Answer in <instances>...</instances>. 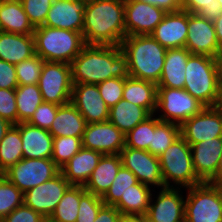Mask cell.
<instances>
[{
	"mask_svg": "<svg viewBox=\"0 0 222 222\" xmlns=\"http://www.w3.org/2000/svg\"><path fill=\"white\" fill-rule=\"evenodd\" d=\"M72 83L99 84L129 77L127 57L120 46L86 44L70 63Z\"/></svg>",
	"mask_w": 222,
	"mask_h": 222,
	"instance_id": "1",
	"label": "cell"
},
{
	"mask_svg": "<svg viewBox=\"0 0 222 222\" xmlns=\"http://www.w3.org/2000/svg\"><path fill=\"white\" fill-rule=\"evenodd\" d=\"M196 175L208 182L215 174L222 155V137L190 145Z\"/></svg>",
	"mask_w": 222,
	"mask_h": 222,
	"instance_id": "21",
	"label": "cell"
},
{
	"mask_svg": "<svg viewBox=\"0 0 222 222\" xmlns=\"http://www.w3.org/2000/svg\"><path fill=\"white\" fill-rule=\"evenodd\" d=\"M122 99L144 107L150 114H155L157 107V84L129 76L125 78Z\"/></svg>",
	"mask_w": 222,
	"mask_h": 222,
	"instance_id": "28",
	"label": "cell"
},
{
	"mask_svg": "<svg viewBox=\"0 0 222 222\" xmlns=\"http://www.w3.org/2000/svg\"><path fill=\"white\" fill-rule=\"evenodd\" d=\"M160 108V110H159ZM205 106L192 97L185 89L157 87V107L161 112L160 121L181 125L184 121L200 113Z\"/></svg>",
	"mask_w": 222,
	"mask_h": 222,
	"instance_id": "8",
	"label": "cell"
},
{
	"mask_svg": "<svg viewBox=\"0 0 222 222\" xmlns=\"http://www.w3.org/2000/svg\"><path fill=\"white\" fill-rule=\"evenodd\" d=\"M13 124H11L8 120L0 117V141L5 136L6 132L10 129V127Z\"/></svg>",
	"mask_w": 222,
	"mask_h": 222,
	"instance_id": "55",
	"label": "cell"
},
{
	"mask_svg": "<svg viewBox=\"0 0 222 222\" xmlns=\"http://www.w3.org/2000/svg\"><path fill=\"white\" fill-rule=\"evenodd\" d=\"M127 57L129 76L158 84L167 49L151 35L126 36L120 44Z\"/></svg>",
	"mask_w": 222,
	"mask_h": 222,
	"instance_id": "3",
	"label": "cell"
},
{
	"mask_svg": "<svg viewBox=\"0 0 222 222\" xmlns=\"http://www.w3.org/2000/svg\"><path fill=\"white\" fill-rule=\"evenodd\" d=\"M121 167L120 154L102 155L97 167L84 185L85 190L102 198L112 185Z\"/></svg>",
	"mask_w": 222,
	"mask_h": 222,
	"instance_id": "24",
	"label": "cell"
},
{
	"mask_svg": "<svg viewBox=\"0 0 222 222\" xmlns=\"http://www.w3.org/2000/svg\"><path fill=\"white\" fill-rule=\"evenodd\" d=\"M180 135V126L154 118V133L148 151L157 157L161 155Z\"/></svg>",
	"mask_w": 222,
	"mask_h": 222,
	"instance_id": "35",
	"label": "cell"
},
{
	"mask_svg": "<svg viewBox=\"0 0 222 222\" xmlns=\"http://www.w3.org/2000/svg\"><path fill=\"white\" fill-rule=\"evenodd\" d=\"M122 166L129 169L145 186L165 188L159 158L149 151L124 147L120 152Z\"/></svg>",
	"mask_w": 222,
	"mask_h": 222,
	"instance_id": "12",
	"label": "cell"
},
{
	"mask_svg": "<svg viewBox=\"0 0 222 222\" xmlns=\"http://www.w3.org/2000/svg\"><path fill=\"white\" fill-rule=\"evenodd\" d=\"M20 130L23 158L51 159L53 136L48 130L21 122L15 125Z\"/></svg>",
	"mask_w": 222,
	"mask_h": 222,
	"instance_id": "22",
	"label": "cell"
},
{
	"mask_svg": "<svg viewBox=\"0 0 222 222\" xmlns=\"http://www.w3.org/2000/svg\"><path fill=\"white\" fill-rule=\"evenodd\" d=\"M166 13L162 8L139 0L126 4V36L150 35Z\"/></svg>",
	"mask_w": 222,
	"mask_h": 222,
	"instance_id": "17",
	"label": "cell"
},
{
	"mask_svg": "<svg viewBox=\"0 0 222 222\" xmlns=\"http://www.w3.org/2000/svg\"><path fill=\"white\" fill-rule=\"evenodd\" d=\"M188 34V11L167 12L150 34L166 49L185 47Z\"/></svg>",
	"mask_w": 222,
	"mask_h": 222,
	"instance_id": "20",
	"label": "cell"
},
{
	"mask_svg": "<svg viewBox=\"0 0 222 222\" xmlns=\"http://www.w3.org/2000/svg\"><path fill=\"white\" fill-rule=\"evenodd\" d=\"M180 135L189 145L222 137V115L214 107H205L180 125Z\"/></svg>",
	"mask_w": 222,
	"mask_h": 222,
	"instance_id": "13",
	"label": "cell"
},
{
	"mask_svg": "<svg viewBox=\"0 0 222 222\" xmlns=\"http://www.w3.org/2000/svg\"><path fill=\"white\" fill-rule=\"evenodd\" d=\"M124 85L125 78H111L97 84L100 96L109 109L122 99Z\"/></svg>",
	"mask_w": 222,
	"mask_h": 222,
	"instance_id": "43",
	"label": "cell"
},
{
	"mask_svg": "<svg viewBox=\"0 0 222 222\" xmlns=\"http://www.w3.org/2000/svg\"><path fill=\"white\" fill-rule=\"evenodd\" d=\"M18 85L15 65L0 59V88L16 89Z\"/></svg>",
	"mask_w": 222,
	"mask_h": 222,
	"instance_id": "48",
	"label": "cell"
},
{
	"mask_svg": "<svg viewBox=\"0 0 222 222\" xmlns=\"http://www.w3.org/2000/svg\"><path fill=\"white\" fill-rule=\"evenodd\" d=\"M119 3H121V4H124V5H126V4H128V3H131V2H135V1H137V0H117Z\"/></svg>",
	"mask_w": 222,
	"mask_h": 222,
	"instance_id": "57",
	"label": "cell"
},
{
	"mask_svg": "<svg viewBox=\"0 0 222 222\" xmlns=\"http://www.w3.org/2000/svg\"><path fill=\"white\" fill-rule=\"evenodd\" d=\"M23 159L20 130L12 125L0 141V175Z\"/></svg>",
	"mask_w": 222,
	"mask_h": 222,
	"instance_id": "33",
	"label": "cell"
},
{
	"mask_svg": "<svg viewBox=\"0 0 222 222\" xmlns=\"http://www.w3.org/2000/svg\"><path fill=\"white\" fill-rule=\"evenodd\" d=\"M70 186L71 184L59 172L53 178L25 192L23 203L45 219H49Z\"/></svg>",
	"mask_w": 222,
	"mask_h": 222,
	"instance_id": "11",
	"label": "cell"
},
{
	"mask_svg": "<svg viewBox=\"0 0 222 222\" xmlns=\"http://www.w3.org/2000/svg\"><path fill=\"white\" fill-rule=\"evenodd\" d=\"M138 182L135 174L122 166L112 182V185L102 197V201L105 205L115 206L120 201L121 196H124L125 193L131 189V186Z\"/></svg>",
	"mask_w": 222,
	"mask_h": 222,
	"instance_id": "36",
	"label": "cell"
},
{
	"mask_svg": "<svg viewBox=\"0 0 222 222\" xmlns=\"http://www.w3.org/2000/svg\"><path fill=\"white\" fill-rule=\"evenodd\" d=\"M45 218L24 203L2 219L3 222H43Z\"/></svg>",
	"mask_w": 222,
	"mask_h": 222,
	"instance_id": "47",
	"label": "cell"
},
{
	"mask_svg": "<svg viewBox=\"0 0 222 222\" xmlns=\"http://www.w3.org/2000/svg\"><path fill=\"white\" fill-rule=\"evenodd\" d=\"M185 48L191 54L214 57L219 44L213 21L188 12V34Z\"/></svg>",
	"mask_w": 222,
	"mask_h": 222,
	"instance_id": "18",
	"label": "cell"
},
{
	"mask_svg": "<svg viewBox=\"0 0 222 222\" xmlns=\"http://www.w3.org/2000/svg\"><path fill=\"white\" fill-rule=\"evenodd\" d=\"M86 120L71 103L59 105L56 117L49 132L53 137L73 136L82 139L86 128Z\"/></svg>",
	"mask_w": 222,
	"mask_h": 222,
	"instance_id": "27",
	"label": "cell"
},
{
	"mask_svg": "<svg viewBox=\"0 0 222 222\" xmlns=\"http://www.w3.org/2000/svg\"><path fill=\"white\" fill-rule=\"evenodd\" d=\"M221 81L214 58L191 54L186 63L184 89L205 107H213Z\"/></svg>",
	"mask_w": 222,
	"mask_h": 222,
	"instance_id": "5",
	"label": "cell"
},
{
	"mask_svg": "<svg viewBox=\"0 0 222 222\" xmlns=\"http://www.w3.org/2000/svg\"><path fill=\"white\" fill-rule=\"evenodd\" d=\"M22 0H0V2H19L21 3Z\"/></svg>",
	"mask_w": 222,
	"mask_h": 222,
	"instance_id": "58",
	"label": "cell"
},
{
	"mask_svg": "<svg viewBox=\"0 0 222 222\" xmlns=\"http://www.w3.org/2000/svg\"><path fill=\"white\" fill-rule=\"evenodd\" d=\"M122 214L115 206L104 205L94 222H120Z\"/></svg>",
	"mask_w": 222,
	"mask_h": 222,
	"instance_id": "49",
	"label": "cell"
},
{
	"mask_svg": "<svg viewBox=\"0 0 222 222\" xmlns=\"http://www.w3.org/2000/svg\"><path fill=\"white\" fill-rule=\"evenodd\" d=\"M190 55L185 47L167 49L157 87L184 89L186 63Z\"/></svg>",
	"mask_w": 222,
	"mask_h": 222,
	"instance_id": "26",
	"label": "cell"
},
{
	"mask_svg": "<svg viewBox=\"0 0 222 222\" xmlns=\"http://www.w3.org/2000/svg\"><path fill=\"white\" fill-rule=\"evenodd\" d=\"M85 192L83 185H71L49 217L50 222H76L80 198Z\"/></svg>",
	"mask_w": 222,
	"mask_h": 222,
	"instance_id": "32",
	"label": "cell"
},
{
	"mask_svg": "<svg viewBox=\"0 0 222 222\" xmlns=\"http://www.w3.org/2000/svg\"><path fill=\"white\" fill-rule=\"evenodd\" d=\"M86 3L87 0H53L43 25L82 33Z\"/></svg>",
	"mask_w": 222,
	"mask_h": 222,
	"instance_id": "19",
	"label": "cell"
},
{
	"mask_svg": "<svg viewBox=\"0 0 222 222\" xmlns=\"http://www.w3.org/2000/svg\"><path fill=\"white\" fill-rule=\"evenodd\" d=\"M164 9L166 12L182 10L181 0H139Z\"/></svg>",
	"mask_w": 222,
	"mask_h": 222,
	"instance_id": "50",
	"label": "cell"
},
{
	"mask_svg": "<svg viewBox=\"0 0 222 222\" xmlns=\"http://www.w3.org/2000/svg\"><path fill=\"white\" fill-rule=\"evenodd\" d=\"M213 58H214L217 74H218L219 79L222 83V46H220L217 49Z\"/></svg>",
	"mask_w": 222,
	"mask_h": 222,
	"instance_id": "51",
	"label": "cell"
},
{
	"mask_svg": "<svg viewBox=\"0 0 222 222\" xmlns=\"http://www.w3.org/2000/svg\"><path fill=\"white\" fill-rule=\"evenodd\" d=\"M43 222H50V220L49 219H45Z\"/></svg>",
	"mask_w": 222,
	"mask_h": 222,
	"instance_id": "59",
	"label": "cell"
},
{
	"mask_svg": "<svg viewBox=\"0 0 222 222\" xmlns=\"http://www.w3.org/2000/svg\"><path fill=\"white\" fill-rule=\"evenodd\" d=\"M181 8L210 21L222 14V5L218 0H181Z\"/></svg>",
	"mask_w": 222,
	"mask_h": 222,
	"instance_id": "41",
	"label": "cell"
},
{
	"mask_svg": "<svg viewBox=\"0 0 222 222\" xmlns=\"http://www.w3.org/2000/svg\"><path fill=\"white\" fill-rule=\"evenodd\" d=\"M44 60L35 54L31 58L15 65L19 85L38 84Z\"/></svg>",
	"mask_w": 222,
	"mask_h": 222,
	"instance_id": "40",
	"label": "cell"
},
{
	"mask_svg": "<svg viewBox=\"0 0 222 222\" xmlns=\"http://www.w3.org/2000/svg\"><path fill=\"white\" fill-rule=\"evenodd\" d=\"M35 54L44 61L70 64L86 45L83 34L48 26L35 27Z\"/></svg>",
	"mask_w": 222,
	"mask_h": 222,
	"instance_id": "4",
	"label": "cell"
},
{
	"mask_svg": "<svg viewBox=\"0 0 222 222\" xmlns=\"http://www.w3.org/2000/svg\"><path fill=\"white\" fill-rule=\"evenodd\" d=\"M213 107L222 115V83L220 84L217 99Z\"/></svg>",
	"mask_w": 222,
	"mask_h": 222,
	"instance_id": "56",
	"label": "cell"
},
{
	"mask_svg": "<svg viewBox=\"0 0 222 222\" xmlns=\"http://www.w3.org/2000/svg\"><path fill=\"white\" fill-rule=\"evenodd\" d=\"M71 103L87 124L106 122L109 119V108L101 98L96 84L73 83Z\"/></svg>",
	"mask_w": 222,
	"mask_h": 222,
	"instance_id": "16",
	"label": "cell"
},
{
	"mask_svg": "<svg viewBox=\"0 0 222 222\" xmlns=\"http://www.w3.org/2000/svg\"><path fill=\"white\" fill-rule=\"evenodd\" d=\"M82 34L86 44L120 46L126 37L125 5L117 0H87Z\"/></svg>",
	"mask_w": 222,
	"mask_h": 222,
	"instance_id": "2",
	"label": "cell"
},
{
	"mask_svg": "<svg viewBox=\"0 0 222 222\" xmlns=\"http://www.w3.org/2000/svg\"><path fill=\"white\" fill-rule=\"evenodd\" d=\"M158 158L165 187L180 186L186 190L203 182L194 170L190 145L181 136Z\"/></svg>",
	"mask_w": 222,
	"mask_h": 222,
	"instance_id": "6",
	"label": "cell"
},
{
	"mask_svg": "<svg viewBox=\"0 0 222 222\" xmlns=\"http://www.w3.org/2000/svg\"><path fill=\"white\" fill-rule=\"evenodd\" d=\"M37 85L43 102L57 105L71 102L73 83L70 64L44 61Z\"/></svg>",
	"mask_w": 222,
	"mask_h": 222,
	"instance_id": "9",
	"label": "cell"
},
{
	"mask_svg": "<svg viewBox=\"0 0 222 222\" xmlns=\"http://www.w3.org/2000/svg\"><path fill=\"white\" fill-rule=\"evenodd\" d=\"M53 0H22L21 4L29 21L34 27L45 23L48 11L52 6Z\"/></svg>",
	"mask_w": 222,
	"mask_h": 222,
	"instance_id": "44",
	"label": "cell"
},
{
	"mask_svg": "<svg viewBox=\"0 0 222 222\" xmlns=\"http://www.w3.org/2000/svg\"><path fill=\"white\" fill-rule=\"evenodd\" d=\"M104 205L101 197L86 191L80 198L76 222H94Z\"/></svg>",
	"mask_w": 222,
	"mask_h": 222,
	"instance_id": "42",
	"label": "cell"
},
{
	"mask_svg": "<svg viewBox=\"0 0 222 222\" xmlns=\"http://www.w3.org/2000/svg\"><path fill=\"white\" fill-rule=\"evenodd\" d=\"M59 105L49 102H42L30 118V125L40 127L45 130H50L51 124L54 121Z\"/></svg>",
	"mask_w": 222,
	"mask_h": 222,
	"instance_id": "45",
	"label": "cell"
},
{
	"mask_svg": "<svg viewBox=\"0 0 222 222\" xmlns=\"http://www.w3.org/2000/svg\"><path fill=\"white\" fill-rule=\"evenodd\" d=\"M24 193L0 175V220L23 204Z\"/></svg>",
	"mask_w": 222,
	"mask_h": 222,
	"instance_id": "39",
	"label": "cell"
},
{
	"mask_svg": "<svg viewBox=\"0 0 222 222\" xmlns=\"http://www.w3.org/2000/svg\"><path fill=\"white\" fill-rule=\"evenodd\" d=\"M151 187L138 182L131 186L120 201L115 205L121 214L146 215L150 205Z\"/></svg>",
	"mask_w": 222,
	"mask_h": 222,
	"instance_id": "31",
	"label": "cell"
},
{
	"mask_svg": "<svg viewBox=\"0 0 222 222\" xmlns=\"http://www.w3.org/2000/svg\"><path fill=\"white\" fill-rule=\"evenodd\" d=\"M0 117L13 125L18 124L15 89L0 88Z\"/></svg>",
	"mask_w": 222,
	"mask_h": 222,
	"instance_id": "46",
	"label": "cell"
},
{
	"mask_svg": "<svg viewBox=\"0 0 222 222\" xmlns=\"http://www.w3.org/2000/svg\"><path fill=\"white\" fill-rule=\"evenodd\" d=\"M211 184L222 186V155L216 170V174L208 181Z\"/></svg>",
	"mask_w": 222,
	"mask_h": 222,
	"instance_id": "54",
	"label": "cell"
},
{
	"mask_svg": "<svg viewBox=\"0 0 222 222\" xmlns=\"http://www.w3.org/2000/svg\"><path fill=\"white\" fill-rule=\"evenodd\" d=\"M180 187L160 189L156 200H150L146 213L148 222H185V197ZM154 201V202H153Z\"/></svg>",
	"mask_w": 222,
	"mask_h": 222,
	"instance_id": "15",
	"label": "cell"
},
{
	"mask_svg": "<svg viewBox=\"0 0 222 222\" xmlns=\"http://www.w3.org/2000/svg\"><path fill=\"white\" fill-rule=\"evenodd\" d=\"M154 114L137 124L125 135V146L148 151L154 133Z\"/></svg>",
	"mask_w": 222,
	"mask_h": 222,
	"instance_id": "37",
	"label": "cell"
},
{
	"mask_svg": "<svg viewBox=\"0 0 222 222\" xmlns=\"http://www.w3.org/2000/svg\"><path fill=\"white\" fill-rule=\"evenodd\" d=\"M35 55L34 36L0 31V59L16 65Z\"/></svg>",
	"mask_w": 222,
	"mask_h": 222,
	"instance_id": "25",
	"label": "cell"
},
{
	"mask_svg": "<svg viewBox=\"0 0 222 222\" xmlns=\"http://www.w3.org/2000/svg\"><path fill=\"white\" fill-rule=\"evenodd\" d=\"M186 189L185 222H222V186L202 182Z\"/></svg>",
	"mask_w": 222,
	"mask_h": 222,
	"instance_id": "7",
	"label": "cell"
},
{
	"mask_svg": "<svg viewBox=\"0 0 222 222\" xmlns=\"http://www.w3.org/2000/svg\"><path fill=\"white\" fill-rule=\"evenodd\" d=\"M35 27L19 2H0V31L33 35Z\"/></svg>",
	"mask_w": 222,
	"mask_h": 222,
	"instance_id": "29",
	"label": "cell"
},
{
	"mask_svg": "<svg viewBox=\"0 0 222 222\" xmlns=\"http://www.w3.org/2000/svg\"><path fill=\"white\" fill-rule=\"evenodd\" d=\"M59 172L60 168L52 159L23 158L2 175L25 193L53 178Z\"/></svg>",
	"mask_w": 222,
	"mask_h": 222,
	"instance_id": "10",
	"label": "cell"
},
{
	"mask_svg": "<svg viewBox=\"0 0 222 222\" xmlns=\"http://www.w3.org/2000/svg\"><path fill=\"white\" fill-rule=\"evenodd\" d=\"M151 114L144 108L121 99L109 109V119L125 135Z\"/></svg>",
	"mask_w": 222,
	"mask_h": 222,
	"instance_id": "30",
	"label": "cell"
},
{
	"mask_svg": "<svg viewBox=\"0 0 222 222\" xmlns=\"http://www.w3.org/2000/svg\"><path fill=\"white\" fill-rule=\"evenodd\" d=\"M120 222H148L146 215L122 214Z\"/></svg>",
	"mask_w": 222,
	"mask_h": 222,
	"instance_id": "52",
	"label": "cell"
},
{
	"mask_svg": "<svg viewBox=\"0 0 222 222\" xmlns=\"http://www.w3.org/2000/svg\"><path fill=\"white\" fill-rule=\"evenodd\" d=\"M82 147L104 154H120L125 147V134L111 122L86 125L82 136Z\"/></svg>",
	"mask_w": 222,
	"mask_h": 222,
	"instance_id": "14",
	"label": "cell"
},
{
	"mask_svg": "<svg viewBox=\"0 0 222 222\" xmlns=\"http://www.w3.org/2000/svg\"><path fill=\"white\" fill-rule=\"evenodd\" d=\"M15 93L18 124L28 122L37 107L43 102L40 89L37 84L18 85Z\"/></svg>",
	"mask_w": 222,
	"mask_h": 222,
	"instance_id": "34",
	"label": "cell"
},
{
	"mask_svg": "<svg viewBox=\"0 0 222 222\" xmlns=\"http://www.w3.org/2000/svg\"><path fill=\"white\" fill-rule=\"evenodd\" d=\"M52 160L61 169L82 148L80 137L62 136L53 138Z\"/></svg>",
	"mask_w": 222,
	"mask_h": 222,
	"instance_id": "38",
	"label": "cell"
},
{
	"mask_svg": "<svg viewBox=\"0 0 222 222\" xmlns=\"http://www.w3.org/2000/svg\"><path fill=\"white\" fill-rule=\"evenodd\" d=\"M213 24L216 33V39L220 47L222 46V14L213 21Z\"/></svg>",
	"mask_w": 222,
	"mask_h": 222,
	"instance_id": "53",
	"label": "cell"
},
{
	"mask_svg": "<svg viewBox=\"0 0 222 222\" xmlns=\"http://www.w3.org/2000/svg\"><path fill=\"white\" fill-rule=\"evenodd\" d=\"M102 153L81 148L62 168L60 172L71 185H85L97 167Z\"/></svg>",
	"mask_w": 222,
	"mask_h": 222,
	"instance_id": "23",
	"label": "cell"
}]
</instances>
